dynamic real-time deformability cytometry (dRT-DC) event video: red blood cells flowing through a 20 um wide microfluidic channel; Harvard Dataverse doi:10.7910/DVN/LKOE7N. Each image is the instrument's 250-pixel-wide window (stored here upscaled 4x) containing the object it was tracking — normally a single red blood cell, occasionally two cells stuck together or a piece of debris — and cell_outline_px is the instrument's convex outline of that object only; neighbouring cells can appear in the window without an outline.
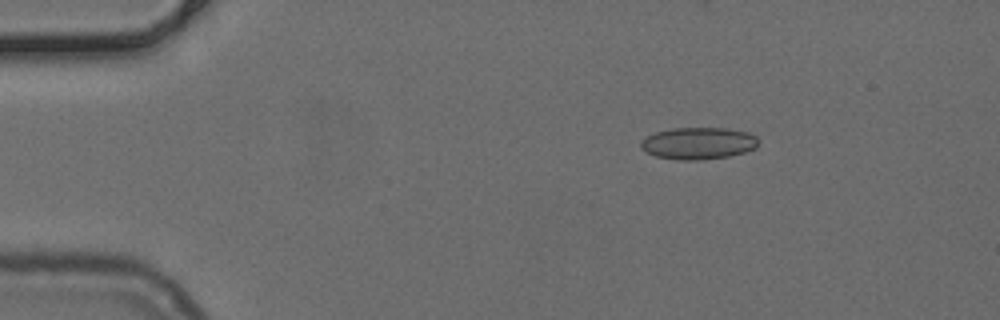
{"species": "common noctule bat (a hibernating species)", "species_latin": "Nyctalus noctula", "temperature_condition": "cold", "stored_images_in_passage": 45, "camera_frame_rate_fps": 3000, "um_per_image_px": 0.085, "animal": {"sex": "female", "body_mass_g": 24.6, "forearm_length_mm": 56.2}, "frame": {"image": 1, "passage_image": 2, "time_ms": 0.333, "image_size_px": [1000, 320], "cell_outline_px": [[756, 148], [744, 152], [728, 156], [696, 160], [680, 160], [656, 156], [644, 152], [640, 148], [640, 144], [648, 136], [656, 132], [672, 128], [728, 128], [748, 132], [756, 136]], "centroid_in_image_um": [59.34, 12.17], "position_along_channel_um": 25.7, "area_um2": 21.73}}
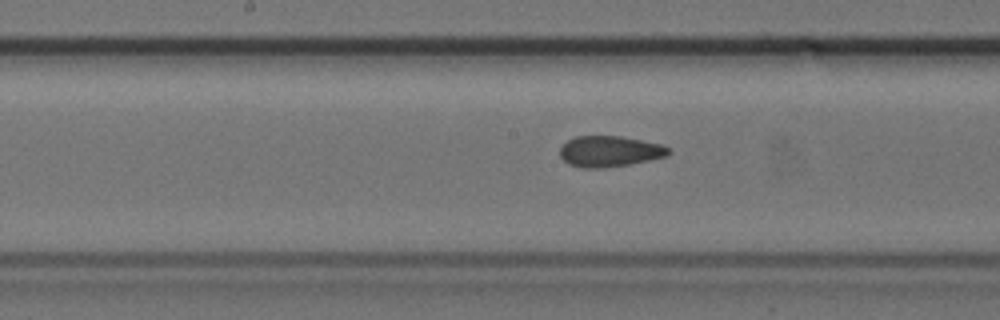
{"frame": {"image": 2, "passage_image": 20, "time_ms": 6.333, "image_size_px": [1000, 320], "cell_outline_px": [[672, 152], [668, 156], [628, 164], [604, 168], [580, 168], [568, 164], [560, 156], [560, 148], [568, 140], [576, 136], [620, 136], [660, 144], [672, 148]], "centroid_in_image_um": [51.83, 12.87], "position_along_channel_um": 196.4, "area_um2": 19.59}}
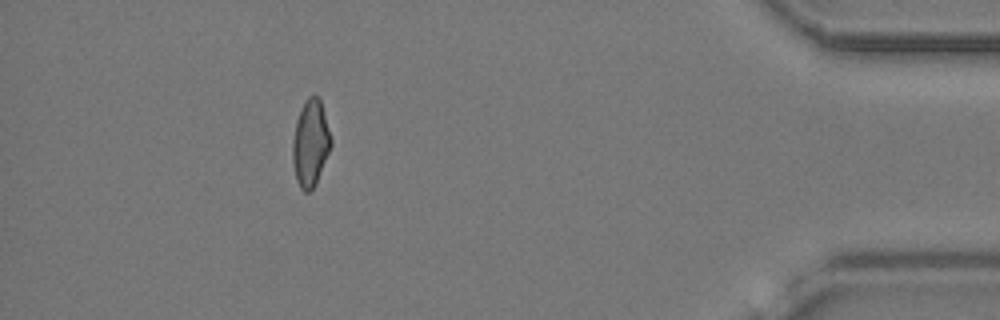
{"frame": {"image": 3, "passage_image": 40, "time_ms": 13.0, "image_size_px": [1000, 320], "cell_outline_px": [[332, 144], [316, 184], [308, 192], [304, 192], [300, 188], [296, 180], [292, 160], [292, 140], [296, 120], [304, 100], [308, 96], [320, 96], [332, 140]], "centroid_in_image_um": [26.38, 12.15], "position_along_channel_um": 408.8, "area_um2": 19.59}}